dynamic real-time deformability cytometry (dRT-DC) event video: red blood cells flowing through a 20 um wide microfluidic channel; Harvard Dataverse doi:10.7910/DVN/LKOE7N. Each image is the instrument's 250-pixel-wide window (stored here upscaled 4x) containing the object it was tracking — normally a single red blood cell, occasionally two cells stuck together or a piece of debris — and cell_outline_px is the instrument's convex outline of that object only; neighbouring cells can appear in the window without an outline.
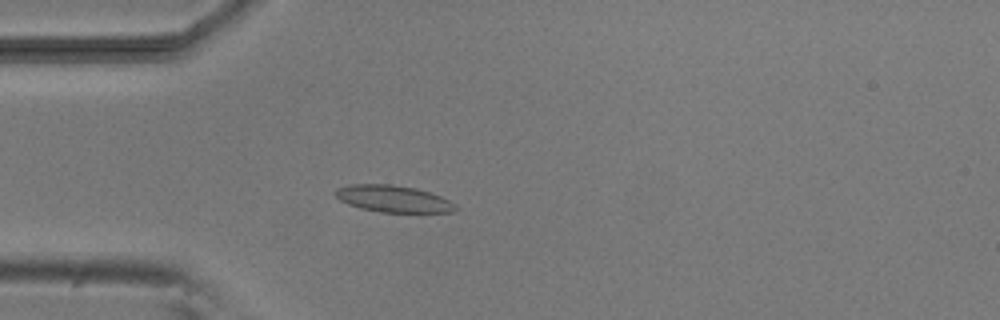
{"species": "common noctule bat (a hibernating species)", "species_latin": "Nyctalus noctula", "temperature_condition": "room temperature", "stored_images_in_passage": 4, "camera_frame_rate_fps": 3000, "um_per_image_px": 0.085, "animal": {"sex": "male", "body_mass_g": 20.5, "forearm_length_mm": 52.5}, "frame": {"image": 1, "passage_image": 4, "time_ms": 3.333, "image_size_px": [1000, 320], "cell_outline_px": [[460, 208], [452, 212], [380, 212], [360, 208], [348, 204], [340, 200], [336, 196], [336, 188], [352, 184], [392, 184], [416, 188], [440, 196], [456, 204]], "centroid_in_image_um": [33.44, 16.9], "position_along_channel_um": 51.6, "area_um2": 18.73}}